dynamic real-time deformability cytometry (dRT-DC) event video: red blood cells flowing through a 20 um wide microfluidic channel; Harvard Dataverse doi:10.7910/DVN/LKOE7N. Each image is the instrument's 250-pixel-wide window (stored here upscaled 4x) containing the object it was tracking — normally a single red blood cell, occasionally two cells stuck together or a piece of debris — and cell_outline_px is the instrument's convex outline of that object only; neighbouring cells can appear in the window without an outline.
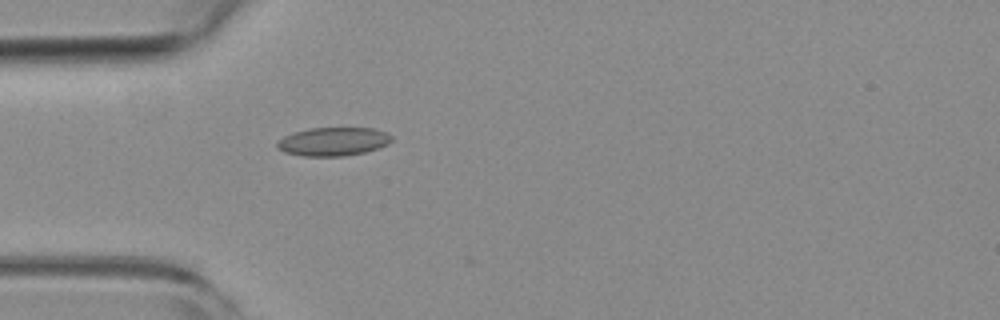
{"species": "common noctule bat (a hibernating species)", "species_latin": "Nyctalus noctula", "temperature_condition": "room temperature", "stored_images_in_passage": 39, "camera_frame_rate_fps": 3000, "um_per_image_px": 0.085, "animal": {"sex": "female", "body_mass_g": 19.3, "forearm_length_mm": 54.1}, "frame": {"image": 1, "passage_image": 1, "time_ms": 0.0, "image_size_px": [1000, 320], "cell_outline_px": [[392, 140], [388, 144], [364, 152], [344, 156], [304, 156], [284, 152], [276, 148], [276, 144], [284, 136], [308, 128], [372, 128], [388, 132], [392, 136]], "centroid_in_image_um": [28.33, 12.03], "position_along_channel_um": 56.7, "area_um2": 18.96}}
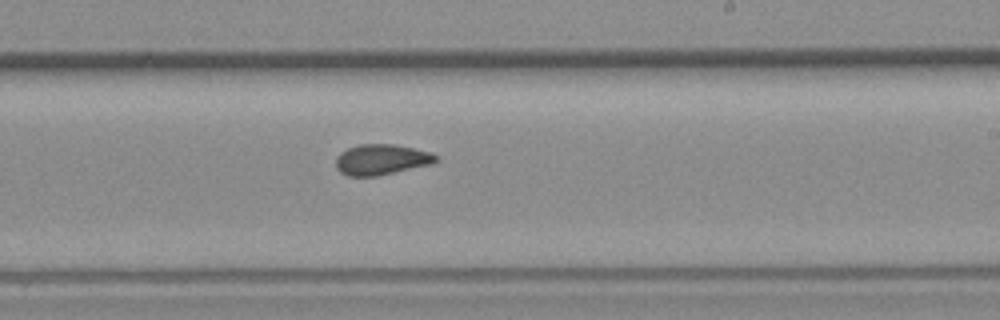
{"frame": {"image": 2, "passage_image": 17, "time_ms": 5.333, "image_size_px": [1000, 320], "cell_outline_px": [[440, 160], [432, 164], [376, 176], [348, 176], [340, 172], [336, 168], [336, 156], [340, 152], [348, 148], [360, 144], [392, 144], [432, 152], [440, 156]], "centroid_in_image_um": [32.44, 13.56], "position_along_channel_um": 256.6, "area_um2": 17.98}}
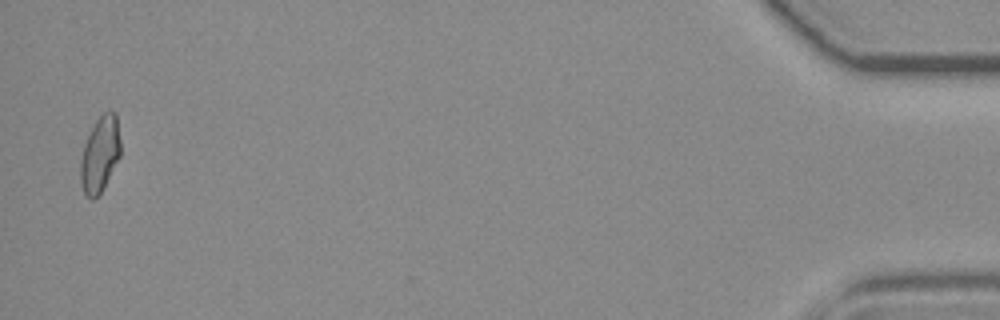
{"frame": {"image": 3, "passage_image": 38, "time_ms": 12.333, "image_size_px": [1000, 320], "cell_outline_px": [[120, 156], [100, 192], [92, 200], [84, 192], [80, 180], [80, 160], [84, 144], [96, 120], [104, 112], [116, 112], [120, 140]], "centroid_in_image_um": [8.49, 13.09], "position_along_channel_um": 426.7, "area_um2": 17.28}, "authors_computed_cell_mechanics": {"area_um2": 17.629, "velocity_mm_per_s": 3.8146, "shape_relaxation_time_tau1_ms": null, "shape_relaxation_time_tau2_ms": 2.5064, "deformation_change_tau1": null, "deformation_change_tau2": 0.0745}}